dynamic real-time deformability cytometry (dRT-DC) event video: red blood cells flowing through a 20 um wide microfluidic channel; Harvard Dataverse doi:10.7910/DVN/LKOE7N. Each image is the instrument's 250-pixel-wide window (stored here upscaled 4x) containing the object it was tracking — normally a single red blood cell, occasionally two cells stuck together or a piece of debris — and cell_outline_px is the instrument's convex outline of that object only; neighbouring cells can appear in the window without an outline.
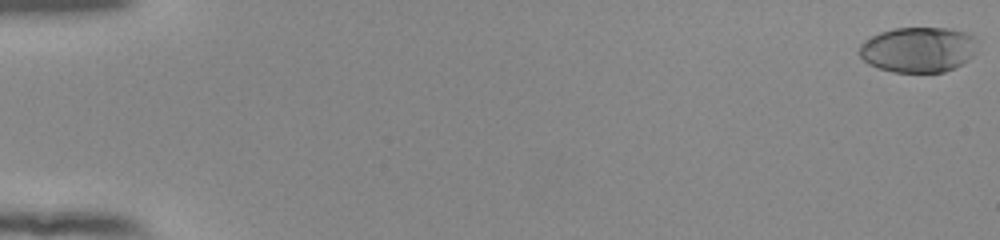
{"species": "human", "species_latin": "Homo sapiens", "temperature_condition": "room temperature", "stored_images_in_passage": 55, "camera_frame_rate_fps": 3000, "um_per_image_px": 0.085, "donor": {"sex": "female"}, "frame": {"image": 1, "passage_image": 1, "time_ms": 0.0, "image_size_px": [1000, 240], "cell_outline_px": [[980, 40], [972, 56], [968, 60], [944, 72], [892, 72], [868, 64], [860, 56], [860, 44], [864, 40], [880, 32], [892, 28], [948, 28], [968, 32], [976, 36]], "centroid_in_image_um": [78.09, 4.2], "position_along_channel_um": 6.9, "area_um2": 31.5}}
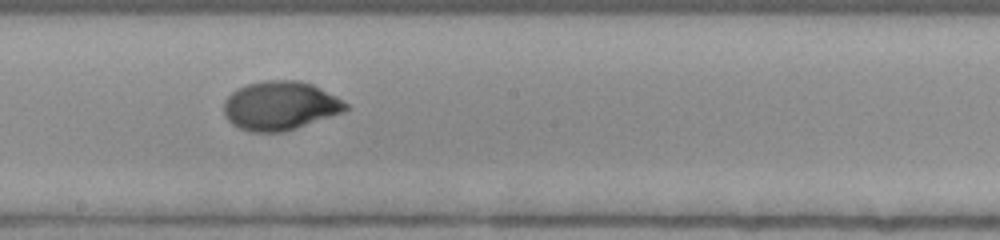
{"frame": {"image": 2, "passage_image": 32, "time_ms": 10.333, "image_size_px": [1000, 240], "cell_outline_px": [[348, 108], [344, 112], [296, 128], [280, 132], [252, 132], [240, 128], [232, 124], [224, 116], [224, 100], [236, 88], [248, 84], [264, 80], [300, 80], [312, 84], [336, 96], [348, 104]], "centroid_in_image_um": [23.8, 8.98], "position_along_channel_um": 224.4, "area_um2": 34.74}}
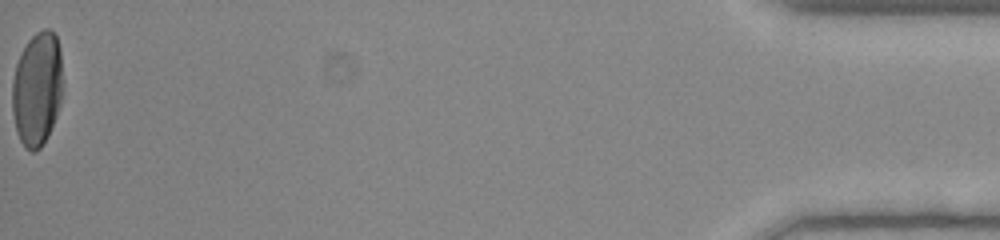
{"frame": {"image": 3, "passage_image": 55, "time_ms": 18.0, "image_size_px": [1000, 240], "cell_outline_px": [[60, 104], [56, 116], [48, 136], [40, 148], [36, 152], [32, 152], [24, 148], [16, 132], [12, 112], [12, 80], [16, 64], [28, 40], [36, 32], [44, 28], [48, 28], [56, 36], [60, 48]], "centroid_in_image_um": [3.12, 7.59], "position_along_channel_um": 432.1, "area_um2": 33.41}, "authors_computed_cell_mechanics": {"area_um2": 33.2928, "velocity_mm_per_s": 3.8974, "shape_relaxation_time_tau1_ms": 3.4999, "shape_relaxation_time_tau2_ms": null, "deformation_change_tau1": 0.1977, "deformation_change_tau2": null}}